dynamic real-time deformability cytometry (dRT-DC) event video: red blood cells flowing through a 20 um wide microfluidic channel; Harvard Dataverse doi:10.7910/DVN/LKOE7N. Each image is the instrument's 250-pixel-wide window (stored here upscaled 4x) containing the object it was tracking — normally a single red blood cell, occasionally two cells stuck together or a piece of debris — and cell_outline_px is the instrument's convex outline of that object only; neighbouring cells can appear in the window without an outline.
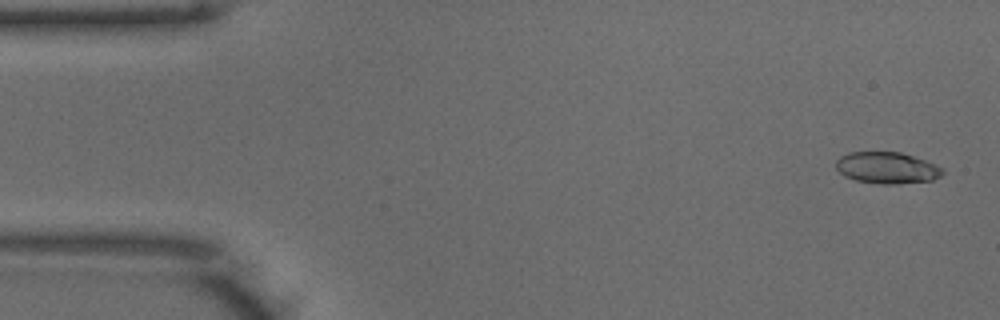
{"species": "common noctule bat (a hibernating species)", "species_latin": "Nyctalus noctula", "temperature_condition": "warm", "stored_images_in_passage": 15, "camera_frame_rate_fps": 3000, "um_per_image_px": 0.085, "animal": {"sex": "male", "body_mass_g": 18.8}, "frame": {"image": 1, "passage_image": 2, "time_ms": 0.333, "image_size_px": [1000, 320], "cell_outline_px": [[944, 172], [940, 176], [932, 180], [896, 184], [884, 184], [856, 180], [844, 176], [836, 168], [836, 160], [840, 156], [848, 152], [900, 152], [924, 160], [944, 168]], "centroid_in_image_um": [75.38, 14.26], "position_along_channel_um": 9.6, "area_um2": 19.48}}
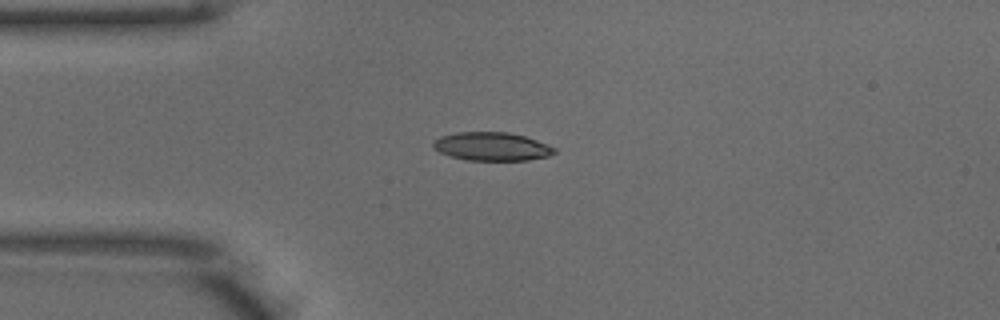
{"frame": {"image": 2, "passage_image": 12, "time_ms": 3.667, "image_size_px": [1000, 320], "cell_outline_px": [[556, 152], [548, 156], [528, 160], [468, 160], [452, 156], [440, 152], [432, 144], [440, 136], [456, 132], [508, 132], [524, 136], [548, 144], [556, 148]], "centroid_in_image_um": [41.84, 12.44], "position_along_channel_um": 43.2, "area_um2": 19.88}}